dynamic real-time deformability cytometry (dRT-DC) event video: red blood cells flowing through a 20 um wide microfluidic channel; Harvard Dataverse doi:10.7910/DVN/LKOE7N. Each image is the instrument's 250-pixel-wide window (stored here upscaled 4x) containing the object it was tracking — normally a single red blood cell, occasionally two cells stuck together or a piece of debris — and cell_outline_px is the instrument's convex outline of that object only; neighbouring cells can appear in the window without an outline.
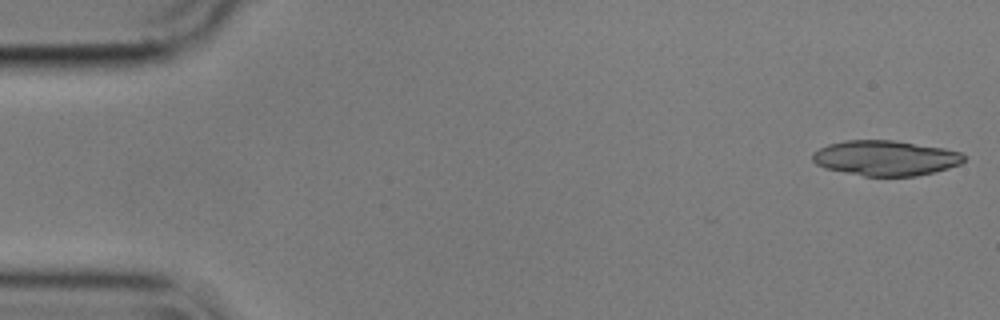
{"species": "common noctule bat (a hibernating species)", "species_latin": "Nyctalus noctula", "temperature_condition": "cold", "stored_images_in_passage": 5, "camera_frame_rate_fps": 3000, "um_per_image_px": 0.085, "animal": {"sex": "male", "body_mass_g": 17.9}, "frame": {"image": 1, "passage_image": 1, "time_ms": 0.0, "image_size_px": [1000, 320], "cell_outline_px": [[964, 160], [960, 164], [948, 168], [916, 176], [864, 176], [824, 168], [816, 164], [812, 160], [812, 152], [828, 144], [844, 140], [892, 140], [944, 148], [960, 152], [964, 156]], "centroid_in_image_um": [75.23, 13.43], "position_along_channel_um": 9.8, "area_um2": 30.98}}